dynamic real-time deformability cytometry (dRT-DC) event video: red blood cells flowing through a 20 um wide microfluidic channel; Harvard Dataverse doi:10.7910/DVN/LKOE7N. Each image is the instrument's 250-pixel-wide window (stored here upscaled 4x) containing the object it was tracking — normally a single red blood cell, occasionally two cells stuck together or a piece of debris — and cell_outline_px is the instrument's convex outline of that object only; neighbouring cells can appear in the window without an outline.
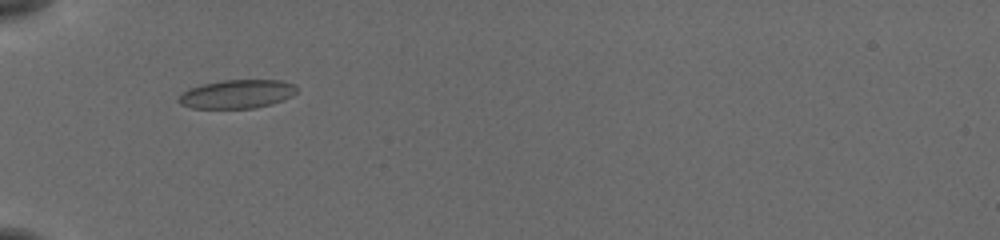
{"species": "common noctule bat (a hibernating species)", "species_latin": "Nyctalus noctula", "temperature_condition": "cold", "stored_images_in_passage": 37, "camera_frame_rate_fps": 3000, "um_per_image_px": 0.085, "animal": {"sex": "female", "body_mass_g": 19.5, "forearm_length_mm": 54.1}, "frame": {"image": 1, "passage_image": 1, "time_ms": 0.0, "image_size_px": [1000, 240], "cell_outline_px": [[296, 92], [292, 96], [284, 100], [272, 104], [256, 108], [192, 108], [180, 104], [176, 100], [188, 88], [220, 80], [280, 80], [296, 84]], "centroid_in_image_um": [20.17, 7.99], "position_along_channel_um": 64.8, "area_um2": 19.83}}
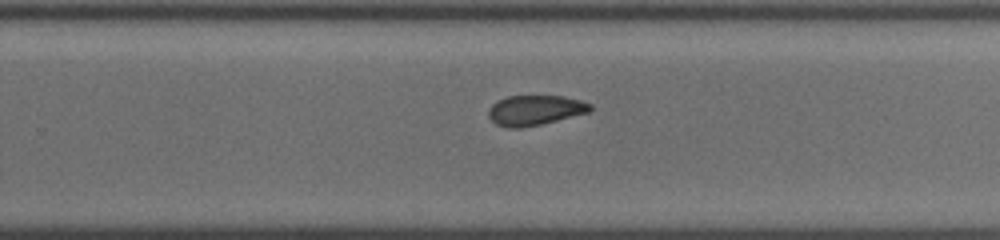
{"frame": {"image": 2, "passage_image": 19, "time_ms": 6.0, "image_size_px": [1000, 240], "cell_outline_px": [[592, 108], [588, 112], [540, 124], [520, 128], [508, 128], [496, 124], [488, 116], [488, 108], [496, 100], [508, 96], [564, 96], [580, 100], [592, 104]], "centroid_in_image_um": [45.43, 9.36], "position_along_channel_um": 284.4, "area_um2": 17.74}}
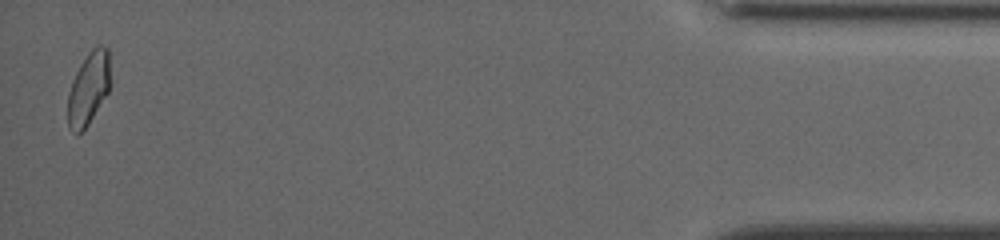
{"frame": {"image": 3, "passage_image": 36, "time_ms": 11.667, "image_size_px": [1000, 240], "cell_outline_px": [[108, 92], [88, 124], [76, 136], [72, 132], [68, 124], [68, 92], [72, 80], [80, 64], [88, 52], [96, 44], [100, 44], [108, 48]], "centroid_in_image_um": [7.49, 7.51], "position_along_channel_um": 427.7, "area_um2": 17.74}, "authors_computed_cell_mechanics": {"area_um2": 18.3804, "velocity_mm_per_s": 3.7909, "shape_relaxation_time_tau1_ms": 3.7115, "shape_relaxation_time_tau2_ms": 3.965, "deformation_change_tau1": 0.1086, "deformation_change_tau2": 0.0875}}